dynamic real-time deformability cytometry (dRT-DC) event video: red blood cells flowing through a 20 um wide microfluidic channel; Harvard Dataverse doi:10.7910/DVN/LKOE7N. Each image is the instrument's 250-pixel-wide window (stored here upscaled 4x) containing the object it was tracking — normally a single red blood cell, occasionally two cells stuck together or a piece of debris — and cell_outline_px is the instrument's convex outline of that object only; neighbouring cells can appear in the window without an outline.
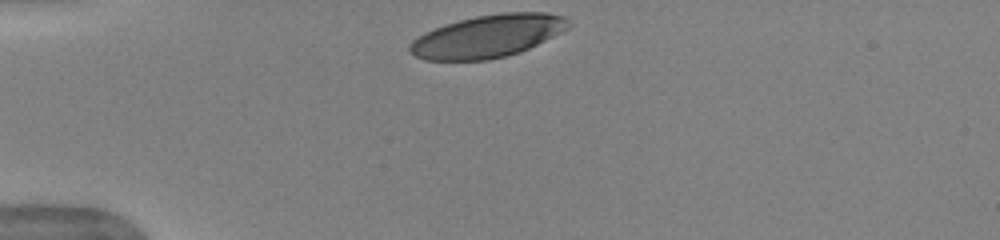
{"species": "human", "species_latin": "Homo sapiens", "temperature_condition": "warm", "stored_images_in_passage": 12, "camera_frame_rate_fps": 3000, "um_per_image_px": 0.085, "donor": {"sex": "female"}, "frame": {"image": 1, "passage_image": 1, "time_ms": 0.0, "image_size_px": [1000, 240], "cell_outline_px": [[572, 24], [568, 28], [520, 52], [488, 60], [424, 60], [408, 52], [408, 44], [412, 40], [424, 32], [444, 24], [476, 16], [504, 12], [548, 12], [564, 16]], "centroid_in_image_um": [41.42, 3.07], "position_along_channel_um": 43.6, "area_um2": 39.36}}